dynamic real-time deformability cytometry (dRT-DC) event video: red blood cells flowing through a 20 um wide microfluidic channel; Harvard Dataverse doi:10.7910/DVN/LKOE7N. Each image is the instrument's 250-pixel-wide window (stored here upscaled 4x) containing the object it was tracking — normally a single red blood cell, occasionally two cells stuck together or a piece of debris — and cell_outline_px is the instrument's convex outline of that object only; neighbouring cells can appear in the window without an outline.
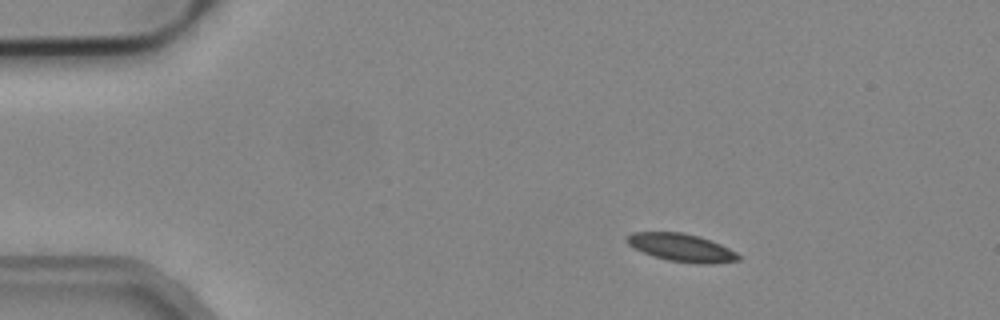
{"species": "common noctule bat (a hibernating species)", "species_latin": "Nyctalus noctula", "temperature_condition": "cold", "stored_images_in_passage": 4, "camera_frame_rate_fps": 3000, "um_per_image_px": 0.085, "animal": {"sex": "male", "body_mass_g": 19.2, "forearm_length_mm": 51.8}, "frame": {"image": 1, "passage_image": 2, "time_ms": 0.333, "image_size_px": [1000, 320], "cell_outline_px": [[740, 260], [708, 264], [704, 264], [668, 260], [644, 252], [628, 244], [624, 240], [624, 236], [632, 232], [680, 232], [700, 236], [720, 244], [736, 252], [740, 256]], "centroid_in_image_um": [57.91, 21.03], "position_along_channel_um": 27.1, "area_um2": 17.92}}